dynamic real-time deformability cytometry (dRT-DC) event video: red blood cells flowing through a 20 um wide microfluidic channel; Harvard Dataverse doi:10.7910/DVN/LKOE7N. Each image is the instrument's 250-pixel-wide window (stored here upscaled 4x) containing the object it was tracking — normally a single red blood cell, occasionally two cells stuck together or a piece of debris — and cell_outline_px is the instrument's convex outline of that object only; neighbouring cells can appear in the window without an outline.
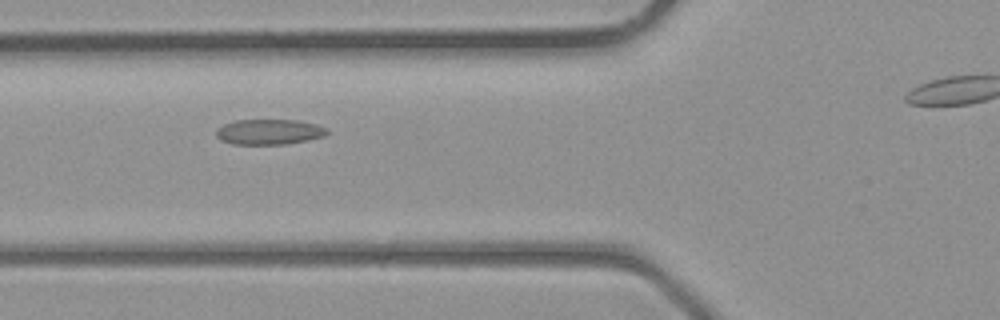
{"species": "common noctule bat (a hibernating species)", "species_latin": "Nyctalus noctula", "temperature_condition": "room temperature", "stored_images_in_passage": 21, "camera_frame_rate_fps": 3000, "um_per_image_px": 0.085, "animal": {"sex": "male", "body_mass_g": 23.1, "forearm_length_mm": 52.7}, "frame": {"image": 1, "passage_image": 3, "time_ms": 0.667, "image_size_px": [1000, 320], "cell_outline_px": [[328, 132], [324, 136], [308, 140], [284, 144], [232, 144], [220, 140], [216, 136], [216, 128], [224, 124], [236, 120], [296, 120], [316, 124], [328, 128]], "centroid_in_image_um": [22.86, 11.21], "position_along_channel_um": 102.9, "area_um2": 16.42}}
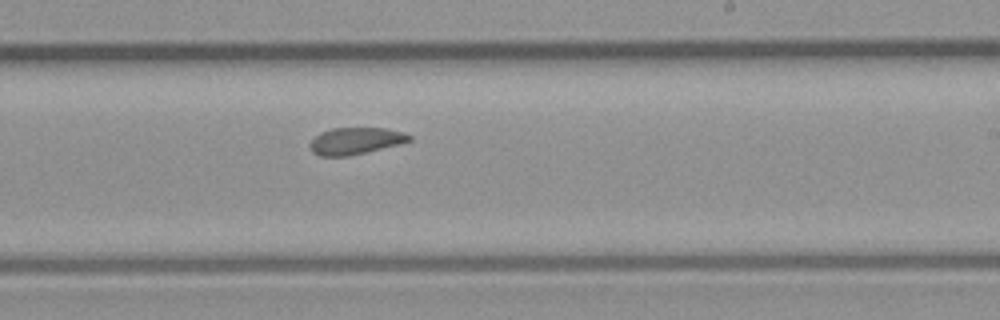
{"frame": {"image": 2, "passage_image": 12, "time_ms": 3.667, "image_size_px": [1000, 320], "cell_outline_px": [[412, 140], [400, 144], [348, 156], [320, 156], [312, 152], [308, 144], [320, 132], [332, 128], [384, 128], [404, 132], [412, 136]], "centroid_in_image_um": [30.21, 11.97], "position_along_channel_um": 258.8, "area_um2": 15.55}}
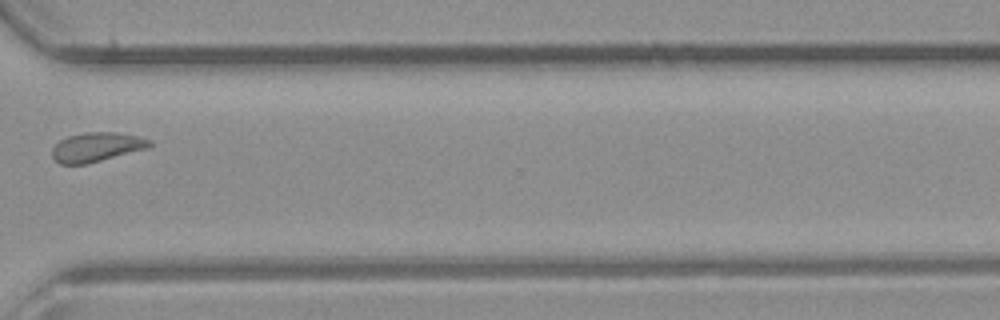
{"frame": {"image": 3, "passage_image": 18, "time_ms": 5.667, "image_size_px": [1000, 320], "cell_outline_px": [[152, 144], [148, 148], [84, 164], [60, 164], [52, 156], [52, 148], [60, 140], [68, 136], [84, 132], [116, 132], [136, 136], [152, 140]], "centroid_in_image_um": [8.2, 12.49], "position_along_channel_um": 362.4, "area_um2": 16.42}}